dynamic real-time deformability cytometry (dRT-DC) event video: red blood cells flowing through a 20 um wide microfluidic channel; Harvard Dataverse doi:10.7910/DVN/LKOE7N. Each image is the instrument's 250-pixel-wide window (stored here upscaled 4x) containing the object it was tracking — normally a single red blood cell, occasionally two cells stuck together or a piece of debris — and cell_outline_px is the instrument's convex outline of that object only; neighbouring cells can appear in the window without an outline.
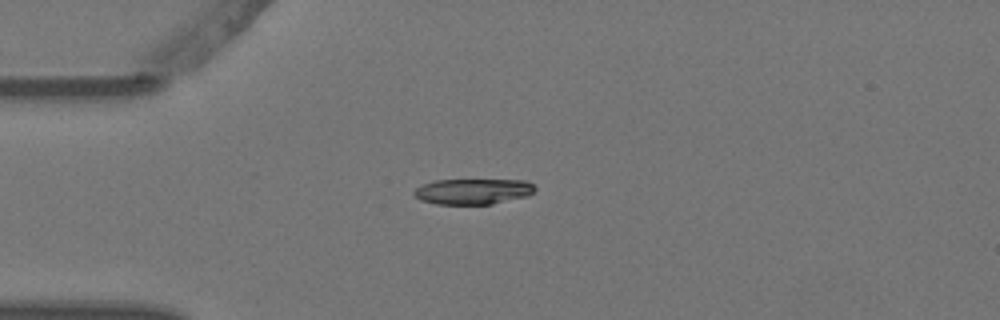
{"species": "Egyptian fruit bat (a non-hibernating species)", "species_latin": "Rousettus aegyptiacus", "temperature_condition": "warm", "stored_images_in_passage": 6, "camera_frame_rate_fps": 3000, "um_per_image_px": 0.085, "animal": {"sex": "female"}, "frame": {"image": 1, "passage_image": 1, "time_ms": 0.0, "image_size_px": [1000, 320], "cell_outline_px": [[536, 188], [528, 196], [492, 204], [436, 204], [420, 200], [412, 192], [416, 188], [424, 184], [436, 180], [528, 180]], "centroid_in_image_um": [40.22, 16.27], "position_along_channel_um": 44.8, "area_um2": 18.03}}
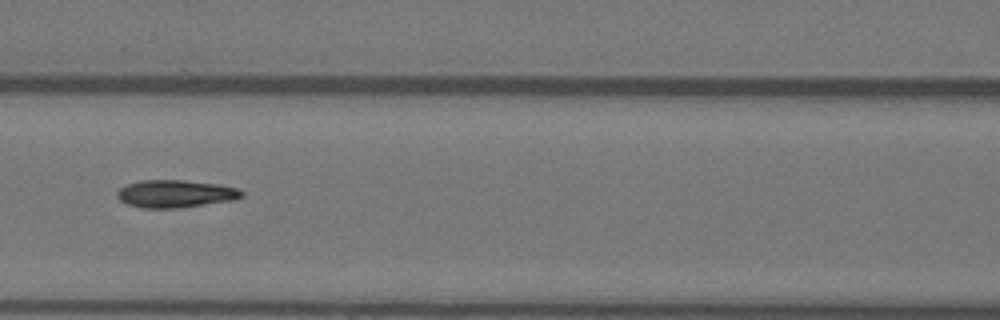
{"frame": {"image": 2, "passage_image": 4, "time_ms": 1.0, "image_size_px": [1000, 320], "cell_outline_px": [[244, 196], [236, 200], [180, 208], [144, 208], [128, 204], [120, 200], [116, 196], [116, 192], [120, 188], [128, 184], [140, 180], [184, 180], [220, 184], [240, 188], [244, 192]], "centroid_in_image_um": [14.97, 16.47], "position_along_channel_um": 151.6, "area_um2": 20.35}}
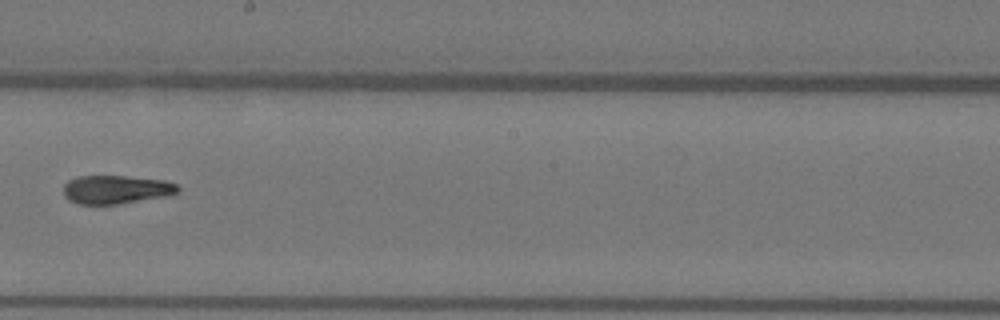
{"frame": {"image": 3, "passage_image": 6, "time_ms": 1.667, "image_size_px": [1000, 320], "cell_outline_px": [[180, 188], [176, 192], [164, 196], [120, 204], [80, 204], [68, 200], [64, 196], [64, 184], [68, 180], [80, 176], [124, 176], [164, 180], [176, 184]], "centroid_in_image_um": [9.83, 16.11], "position_along_channel_um": 238.4, "area_um2": 18.84}}